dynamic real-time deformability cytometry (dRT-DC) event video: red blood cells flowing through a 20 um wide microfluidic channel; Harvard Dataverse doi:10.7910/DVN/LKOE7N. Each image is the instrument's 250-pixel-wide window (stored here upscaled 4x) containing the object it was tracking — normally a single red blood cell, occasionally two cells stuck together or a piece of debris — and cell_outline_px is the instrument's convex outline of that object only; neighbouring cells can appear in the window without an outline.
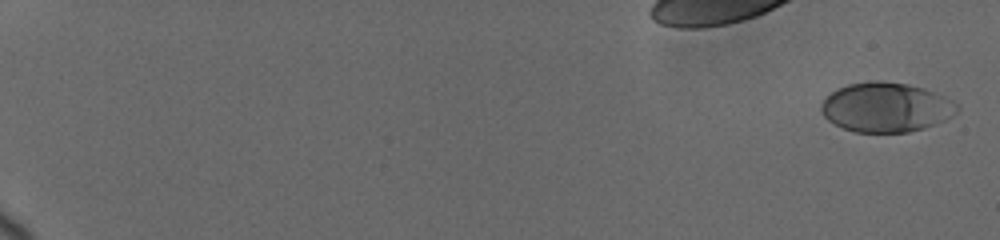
{"species": "human", "species_latin": "Homo sapiens", "temperature_condition": "cold", "stored_images_in_passage": 13, "camera_frame_rate_fps": 3000, "um_per_image_px": 0.085, "donor": {"sex": "female"}, "frame": {"image": 1, "passage_image": 1, "time_ms": 0.0, "image_size_px": [1000, 240], "cell_outline_px": [[960, 108], [956, 112], [944, 120], [924, 128], [908, 132], [856, 132], [844, 128], [828, 120], [820, 112], [820, 104], [824, 96], [836, 88], [848, 84], [872, 80], [880, 80], [908, 84], [924, 88], [944, 96], [952, 100]], "centroid_in_image_um": [75.26, 9.1], "position_along_channel_um": 9.7, "area_um2": 39.42}}
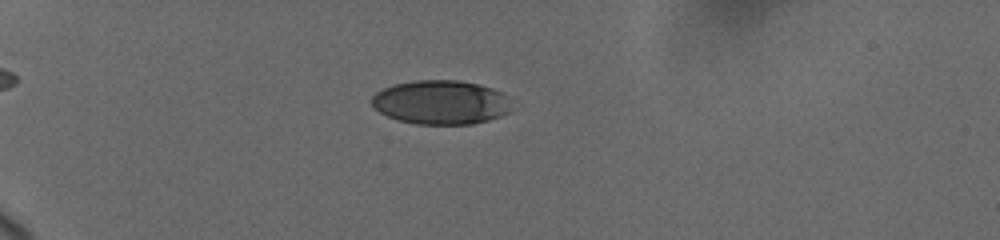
{"frame": {"image": 2, "passage_image": 10, "time_ms": 5.667, "image_size_px": [1000, 240], "cell_outline_px": [[516, 108], [500, 116], [488, 120], [472, 124], [416, 124], [396, 120], [380, 112], [372, 104], [372, 96], [376, 92], [384, 88], [396, 84], [416, 80], [460, 80], [492, 88], [500, 92]], "centroid_in_image_um": [37.49, 8.7], "position_along_channel_um": 47.5, "area_um2": 35.89}}
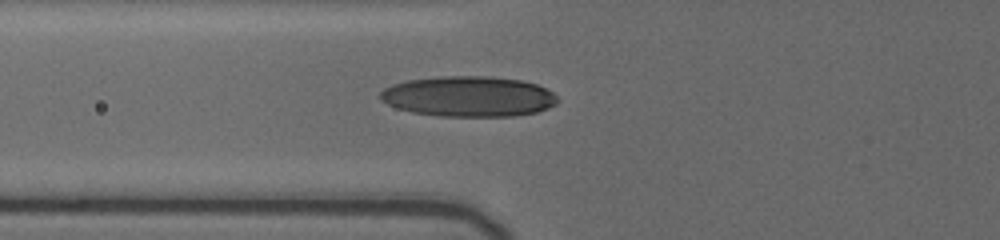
{"frame": {"image": 3, "passage_image": 13, "time_ms": 8.0, "image_size_px": [1000, 240], "cell_outline_px": [[556, 104], [548, 108], [536, 112], [512, 116], [440, 116], [412, 112], [396, 108], [380, 100], [380, 92], [384, 88], [392, 84], [408, 80], [440, 76], [488, 76], [520, 80], [536, 84], [552, 92], [556, 96]], "centroid_in_image_um": [39.79, 8.19], "position_along_channel_um": 86.0, "area_um2": 41.73}}